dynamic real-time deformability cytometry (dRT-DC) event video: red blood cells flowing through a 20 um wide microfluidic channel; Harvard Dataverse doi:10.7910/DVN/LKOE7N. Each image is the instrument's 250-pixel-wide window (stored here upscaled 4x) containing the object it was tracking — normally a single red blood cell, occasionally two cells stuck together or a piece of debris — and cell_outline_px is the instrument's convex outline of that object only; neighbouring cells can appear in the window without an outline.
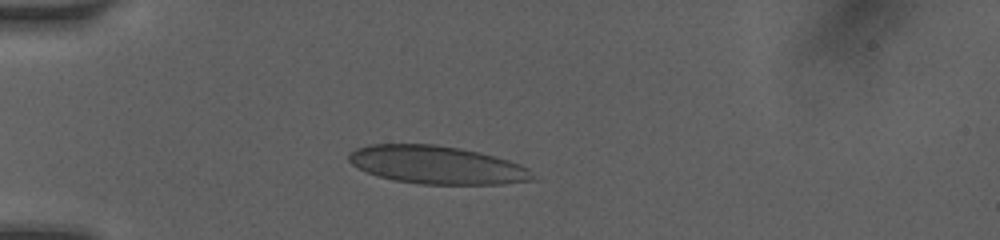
{"species": "human", "species_latin": "Homo sapiens", "temperature_condition": "room temperature", "stored_images_in_passage": 7, "camera_frame_rate_fps": 3000, "um_per_image_px": 0.085, "donor": {"sex": "female"}, "frame": {"image": 1, "passage_image": 3, "time_ms": 1.333, "image_size_px": [1000, 240], "cell_outline_px": [[540, 180], [500, 184], [420, 184], [396, 180], [380, 176], [368, 172], [352, 164], [348, 160], [348, 152], [356, 148], [368, 144], [436, 144], [460, 148], [496, 156], [520, 164], [528, 168]], "centroid_in_image_um": [37.18, 14.01], "position_along_channel_um": 47.8, "area_um2": 40.92}}
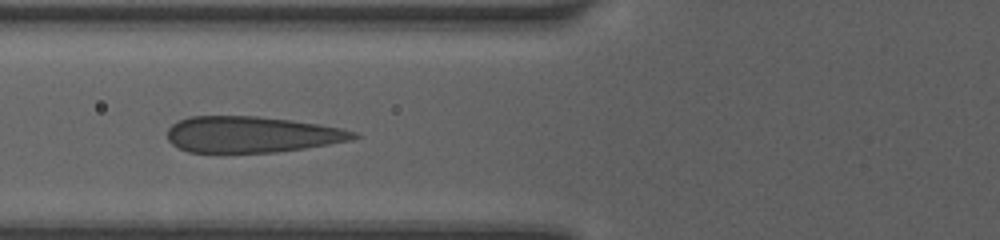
{"frame": {"image": 2, "passage_image": 6, "time_ms": 3.333, "image_size_px": [1000, 240], "cell_outline_px": [[360, 136], [352, 140], [304, 148], [276, 152], [188, 152], [172, 144], [168, 140], [168, 128], [172, 124], [188, 116], [260, 116], [292, 120], [320, 124], [340, 128], [356, 132]], "centroid_in_image_um": [21.39, 11.42], "position_along_channel_um": 104.4, "area_um2": 39.19}}